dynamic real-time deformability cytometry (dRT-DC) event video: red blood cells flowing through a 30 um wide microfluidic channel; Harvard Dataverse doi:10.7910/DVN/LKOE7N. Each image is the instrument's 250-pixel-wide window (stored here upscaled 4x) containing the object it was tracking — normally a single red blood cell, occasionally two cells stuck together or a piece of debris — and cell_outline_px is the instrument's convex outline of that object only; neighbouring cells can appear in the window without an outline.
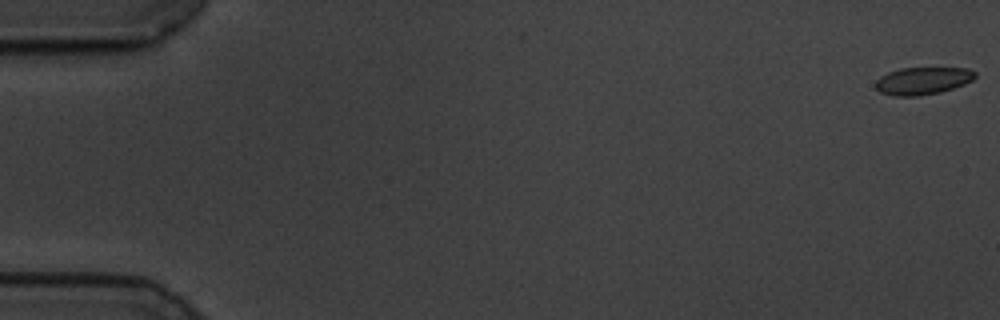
{"species": "common noctule bat (a hibernating species)", "species_latin": "Nyctalus noctula", "temperature_condition": "cold", "stored_images_in_passage": 59, "camera_frame_rate_fps": 3000, "um_per_image_px": 0.085, "animal": {"sex": "male", "body_mass_g": 19.5, "forearm_length_mm": 54.6}, "frame": {"image": 1, "passage_image": 1, "time_ms": 0.0, "image_size_px": [1000, 320], "cell_outline_px": [[976, 76], [972, 80], [964, 84], [940, 92], [920, 96], [892, 96], [880, 92], [876, 88], [876, 80], [880, 76], [888, 72], [900, 68], [968, 68], [976, 72]], "centroid_in_image_um": [78.41, 6.87], "position_along_channel_um": 6.6, "area_um2": 15.95}}
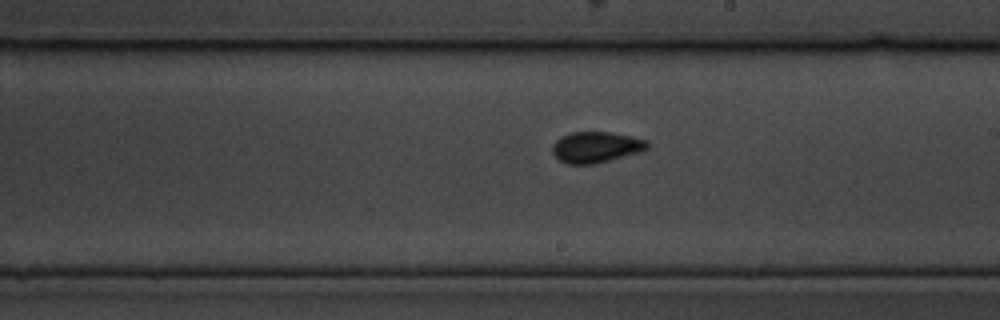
{"frame": {"image": 2, "passage_image": 34, "time_ms": 11.0, "image_size_px": [1000, 320], "cell_outline_px": [[648, 148], [640, 152], [596, 164], [568, 164], [560, 160], [552, 152], [552, 144], [560, 136], [572, 132], [612, 132], [632, 136], [648, 140]], "centroid_in_image_um": [50.67, 12.5], "position_along_channel_um": 238.3, "area_um2": 17.28}}
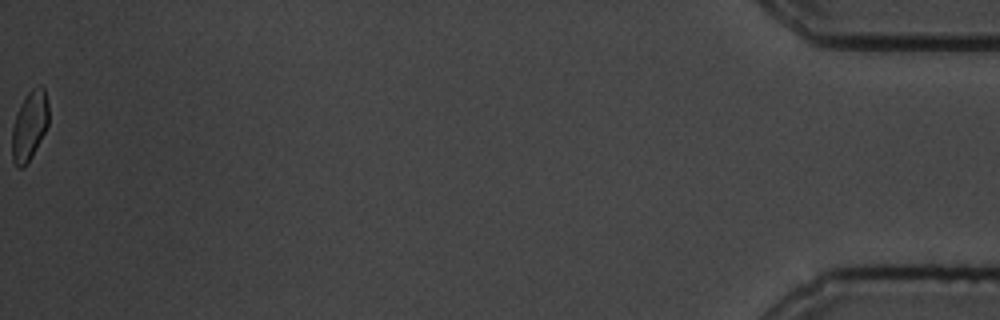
{"frame": {"image": 3, "passage_image": 59, "time_ms": 19.333, "image_size_px": [1000, 320], "cell_outline_px": [[48, 124], [32, 156], [24, 168], [16, 168], [12, 160], [12, 128], [16, 112], [28, 92], [32, 88], [40, 84], [44, 88], [48, 104]], "centroid_in_image_um": [2.49, 10.69], "position_along_channel_um": 432.7, "area_um2": 14.85}, "authors_computed_cell_mechanics": {"area_um2": 16.2996, "velocity_mm_per_s": 3.4926, "shape_relaxation_time_tau1_ms": 2.3868, "shape_relaxation_time_tau2_ms": 1.1324, "deformation_change_tau1": 0.0859, "deformation_change_tau2": 0.0595}}